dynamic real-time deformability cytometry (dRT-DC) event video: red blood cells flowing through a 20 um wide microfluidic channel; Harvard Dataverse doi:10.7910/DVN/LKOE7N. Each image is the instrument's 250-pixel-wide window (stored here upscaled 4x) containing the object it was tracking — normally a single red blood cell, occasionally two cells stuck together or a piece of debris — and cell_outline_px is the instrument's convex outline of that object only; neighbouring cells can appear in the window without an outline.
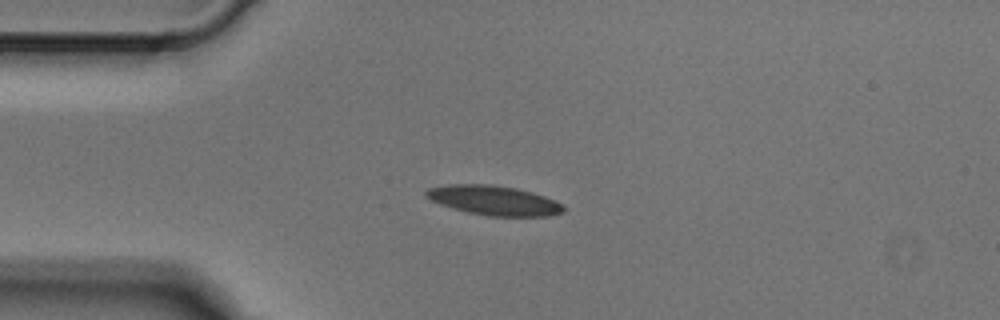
{"species": "Egyptian fruit bat (a non-hibernating species)", "species_latin": "Rousettus aegyptiacus", "temperature_condition": "cold", "stored_images_in_passage": 4, "camera_frame_rate_fps": 3000, "um_per_image_px": 0.085, "animal": {"sex": "male"}, "frame": {"image": 1, "passage_image": 3, "time_ms": 0.667, "image_size_px": [1000, 320], "cell_outline_px": [[564, 212], [548, 216], [488, 216], [468, 212], [452, 208], [440, 204], [424, 196], [424, 192], [428, 188], [448, 184], [492, 184], [516, 188], [532, 192], [544, 196], [564, 204]], "centroid_in_image_um": [41.98, 17.03], "position_along_channel_um": 43.0, "area_um2": 23.76}}
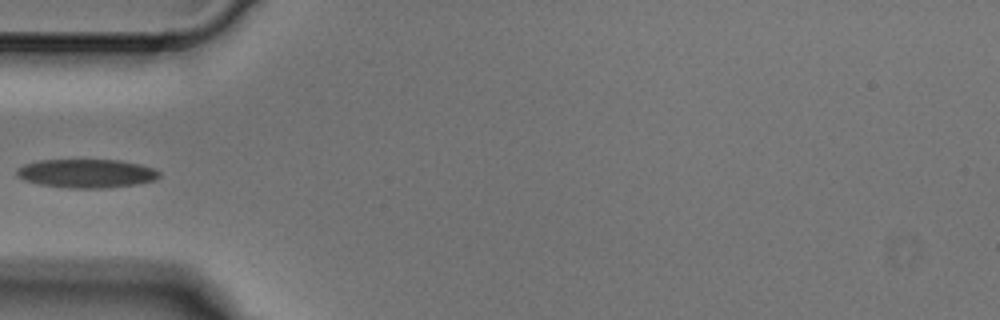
{"frame": {"image": 2, "passage_image": 4, "time_ms": 1.0, "image_size_px": [1000, 320], "cell_outline_px": [[160, 176], [156, 180], [136, 184], [104, 188], [68, 188], [40, 184], [24, 180], [16, 176], [16, 168], [24, 164], [40, 160], [120, 160], [140, 164], [152, 168], [160, 172]], "centroid_in_image_um": [7.34, 14.74], "position_along_channel_um": 77.7, "area_um2": 23.87}}